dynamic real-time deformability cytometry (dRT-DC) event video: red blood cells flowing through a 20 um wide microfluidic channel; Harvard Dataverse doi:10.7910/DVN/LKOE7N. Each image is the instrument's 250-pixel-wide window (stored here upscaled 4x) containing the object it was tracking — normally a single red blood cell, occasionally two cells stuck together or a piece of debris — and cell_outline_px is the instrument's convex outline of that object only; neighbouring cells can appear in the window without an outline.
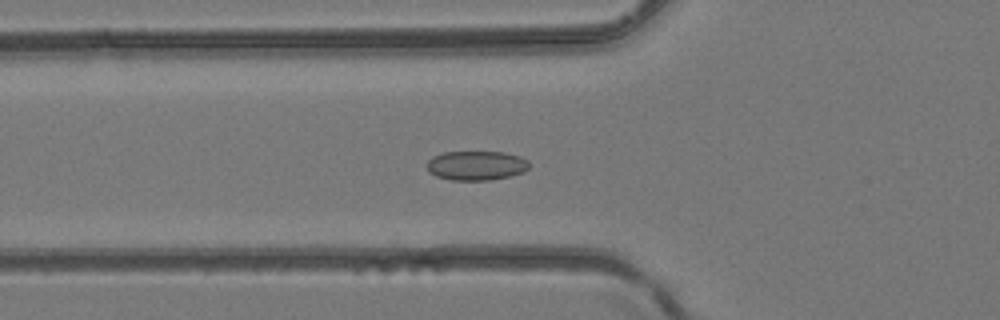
{"species": "common noctule bat (a hibernating species)", "species_latin": "Nyctalus noctula", "temperature_condition": "room temperature", "stored_images_in_passage": 42, "camera_frame_rate_fps": 3000, "um_per_image_px": 0.085, "animal": {"sex": "female", "body_mass_g": 24.6, "forearm_length_mm": 56.2}, "frame": {"image": 1, "passage_image": 15, "time_ms": 4.667, "image_size_px": [1000, 320], "cell_outline_px": [[528, 168], [524, 172], [508, 176], [488, 180], [452, 180], [436, 176], [428, 172], [428, 160], [432, 156], [444, 152], [504, 152], [520, 156], [528, 160]], "centroid_in_image_um": [40.47, 14.06], "position_along_channel_um": 85.3, "area_um2": 17.46}}
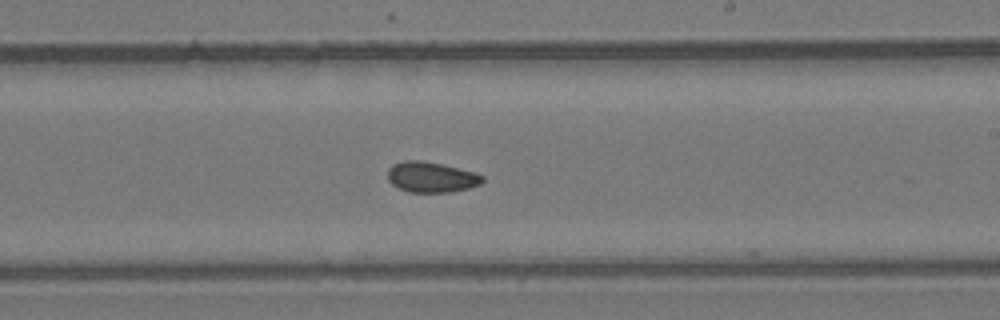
{"frame": {"image": 2, "passage_image": 25, "time_ms": 8.0, "image_size_px": [1000, 320], "cell_outline_px": [[484, 180], [480, 184], [468, 188], [448, 192], [408, 192], [392, 184], [388, 180], [388, 168], [392, 164], [404, 160], [424, 160], [476, 172], [484, 176]], "centroid_in_image_um": [36.65, 15.04], "position_along_channel_um": 252.3, "area_um2": 16.94}}
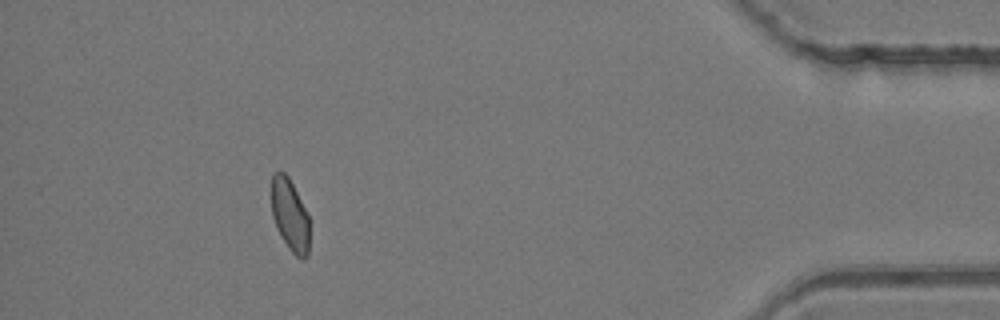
{"frame": {"image": 3, "passage_image": 38, "time_ms": 12.333, "image_size_px": [1000, 320], "cell_outline_px": [[308, 256], [304, 260], [300, 260], [288, 248], [280, 236], [276, 228], [272, 216], [272, 172], [284, 172], [288, 176], [308, 212]], "centroid_in_image_um": [24.64, 18.3], "position_along_channel_um": 410.6, "area_um2": 16.13}}